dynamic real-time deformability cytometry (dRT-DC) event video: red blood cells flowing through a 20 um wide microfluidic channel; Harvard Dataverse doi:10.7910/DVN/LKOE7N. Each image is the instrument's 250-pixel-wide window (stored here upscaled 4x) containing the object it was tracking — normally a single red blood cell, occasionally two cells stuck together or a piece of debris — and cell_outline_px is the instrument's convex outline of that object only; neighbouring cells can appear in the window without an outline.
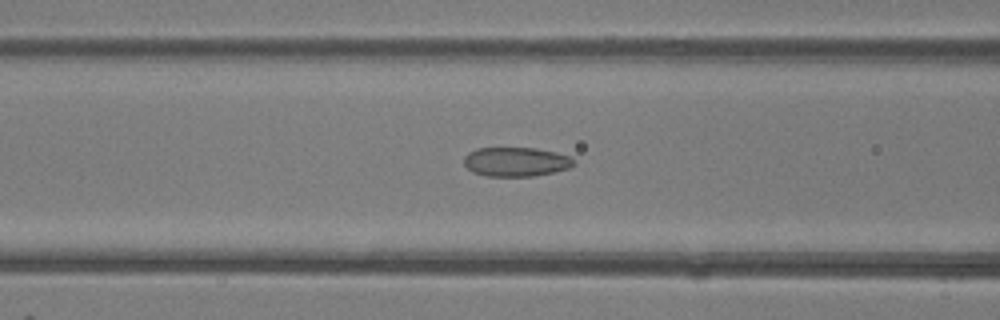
{"species": "common noctule bat (a hibernating species)", "species_latin": "Nyctalus noctula", "temperature_condition": "room temperature", "stored_images_in_passage": 48, "camera_frame_rate_fps": 3000, "um_per_image_px": 0.085, "animal": {"sex": "female"}, "frame": {"image": 1, "passage_image": 19, "time_ms": 6.0, "image_size_px": [1000, 320], "cell_outline_px": [[576, 164], [568, 168], [552, 172], [532, 176], [488, 176], [472, 172], [464, 164], [464, 156], [468, 152], [476, 148], [536, 148], [556, 152], [568, 156]], "centroid_in_image_um": [43.82, 13.74], "position_along_channel_um": 122.8, "area_um2": 18.61}}
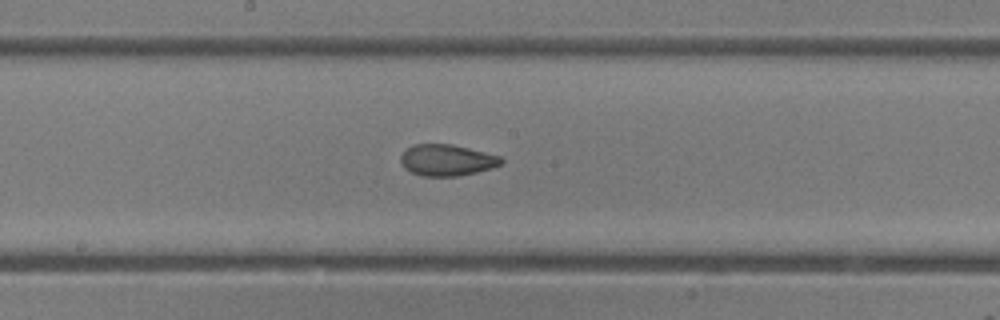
{"frame": {"image": 2, "passage_image": 25, "time_ms": 8.0, "image_size_px": [1000, 320], "cell_outline_px": [[504, 164], [492, 168], [476, 172], [456, 176], [420, 176], [404, 168], [400, 160], [400, 156], [412, 144], [452, 144], [500, 156], [504, 160]], "centroid_in_image_um": [37.99, 13.61], "position_along_channel_um": 210.2, "area_um2": 18.38}}
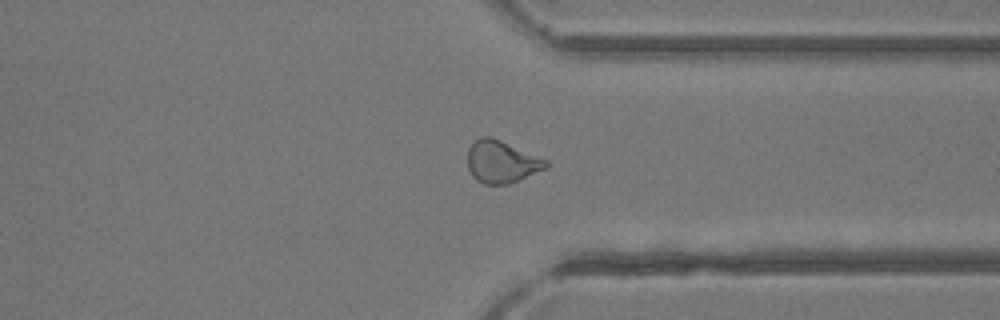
{"frame": {"image": 3, "passage_image": 36, "time_ms": 11.667, "image_size_px": [1000, 320], "cell_outline_px": [[548, 164], [544, 168], [508, 184], [484, 184], [476, 180], [472, 176], [468, 168], [468, 148], [472, 140], [480, 136], [492, 136], [548, 160]], "centroid_in_image_um": [42.57, 13.71], "position_along_channel_um": 368.8, "area_um2": 19.31}}